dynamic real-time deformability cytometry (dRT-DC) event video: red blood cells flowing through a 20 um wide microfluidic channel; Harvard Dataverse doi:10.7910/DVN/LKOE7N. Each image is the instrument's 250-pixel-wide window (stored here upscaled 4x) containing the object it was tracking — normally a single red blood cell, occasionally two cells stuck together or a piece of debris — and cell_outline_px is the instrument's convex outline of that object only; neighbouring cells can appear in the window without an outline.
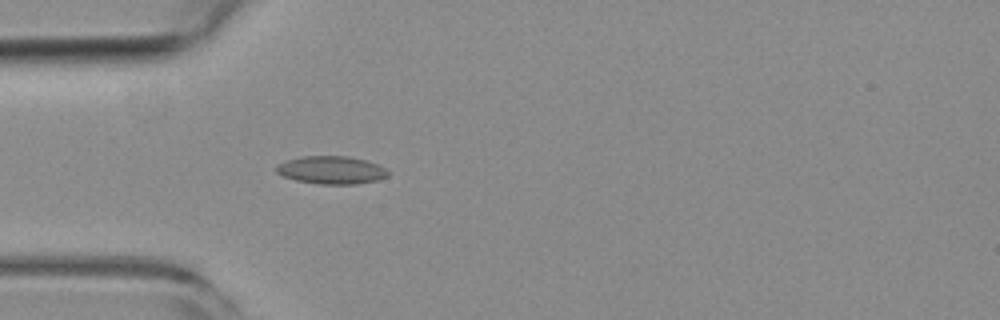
{"species": "common noctule bat (a hibernating species)", "species_latin": "Nyctalus noctula", "temperature_condition": "room temperature", "stored_images_in_passage": 54, "camera_frame_rate_fps": 3000, "um_per_image_px": 0.085, "animal": {"sex": "female", "body_mass_g": 19.3, "forearm_length_mm": 54.1}, "frame": {"image": 1, "passage_image": 16, "time_ms": 5.0, "image_size_px": [1000, 320], "cell_outline_px": [[388, 176], [376, 180], [356, 184], [320, 184], [296, 180], [284, 176], [276, 172], [276, 168], [284, 160], [304, 156], [348, 156], [364, 160], [376, 164], [384, 168], [388, 172]], "centroid_in_image_um": [28.15, 14.45], "position_along_channel_um": 56.9, "area_um2": 17.92}}
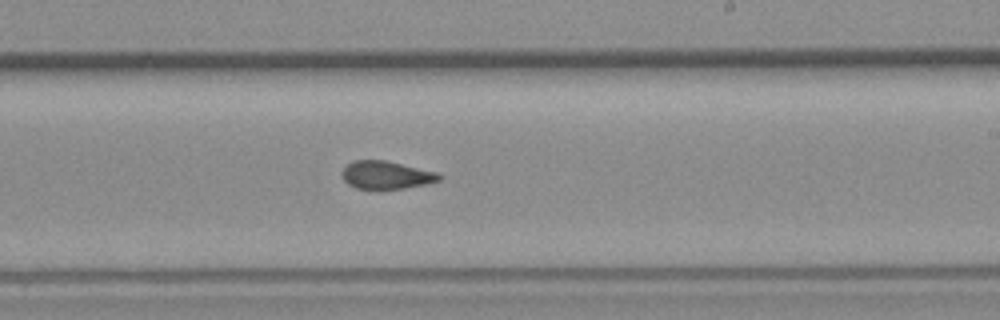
{"frame": {"image": 2, "passage_image": 32, "time_ms": 10.333, "image_size_px": [1000, 320], "cell_outline_px": [[444, 176], [440, 180], [428, 184], [404, 188], [376, 192], [356, 188], [348, 184], [344, 180], [340, 172], [352, 160], [384, 160], [440, 172]], "centroid_in_image_um": [32.85, 14.91], "position_along_channel_um": 256.2, "area_um2": 16.59}}
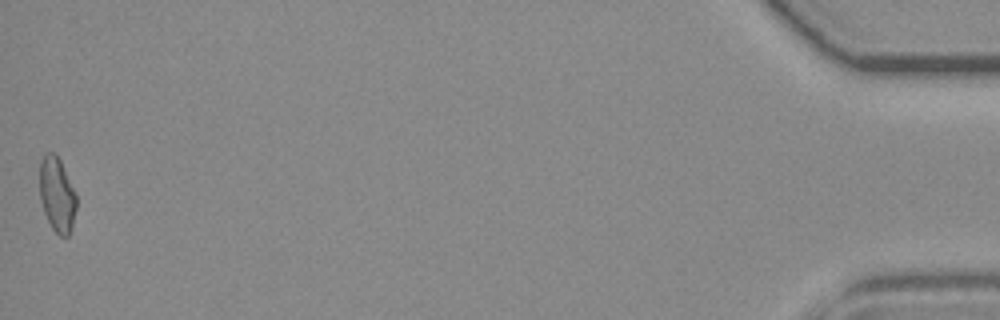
{"frame": {"image": 3, "passage_image": 54, "time_ms": 17.667, "image_size_px": [1000, 320], "cell_outline_px": [[76, 208], [72, 228], [68, 236], [60, 236], [52, 228], [44, 212], [40, 200], [40, 160], [48, 152], [56, 152], [60, 160], [76, 196]], "centroid_in_image_um": [4.84, 16.54], "position_along_channel_um": 430.4, "area_um2": 15.84}, "authors_computed_cell_mechanics": {"area_um2": 16.5308, "velocity_mm_per_s": 3.8029, "shape_relaxation_time_tau1_ms": null, "shape_relaxation_time_tau2_ms": 2.683, "deformation_change_tau1": null, "deformation_change_tau2": 0.0649}}